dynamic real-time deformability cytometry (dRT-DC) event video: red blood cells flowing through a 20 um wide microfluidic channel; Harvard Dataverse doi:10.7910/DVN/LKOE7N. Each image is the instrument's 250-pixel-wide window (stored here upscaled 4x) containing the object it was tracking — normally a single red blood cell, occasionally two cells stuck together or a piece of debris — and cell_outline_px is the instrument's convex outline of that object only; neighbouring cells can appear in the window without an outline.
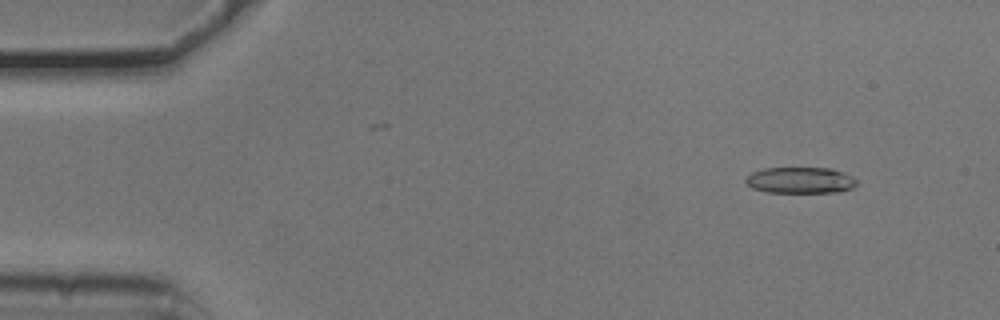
{"species": "common noctule bat (a hibernating species)", "species_latin": "Nyctalus noctula", "temperature_condition": "cold", "stored_images_in_passage": 4, "camera_frame_rate_fps": 3000, "um_per_image_px": 0.085, "animal": {"sex": "male", "body_mass_g": 20.5, "forearm_length_mm": 52.5}, "frame": {"image": 1, "passage_image": 2, "time_ms": 0.333, "image_size_px": [1000, 320], "cell_outline_px": [[860, 184], [852, 188], [840, 192], [768, 192], [752, 188], [744, 180], [752, 172], [764, 168], [832, 168], [852, 176]], "centroid_in_image_um": [68.07, 15.32], "position_along_channel_um": 16.9, "area_um2": 16.99}}